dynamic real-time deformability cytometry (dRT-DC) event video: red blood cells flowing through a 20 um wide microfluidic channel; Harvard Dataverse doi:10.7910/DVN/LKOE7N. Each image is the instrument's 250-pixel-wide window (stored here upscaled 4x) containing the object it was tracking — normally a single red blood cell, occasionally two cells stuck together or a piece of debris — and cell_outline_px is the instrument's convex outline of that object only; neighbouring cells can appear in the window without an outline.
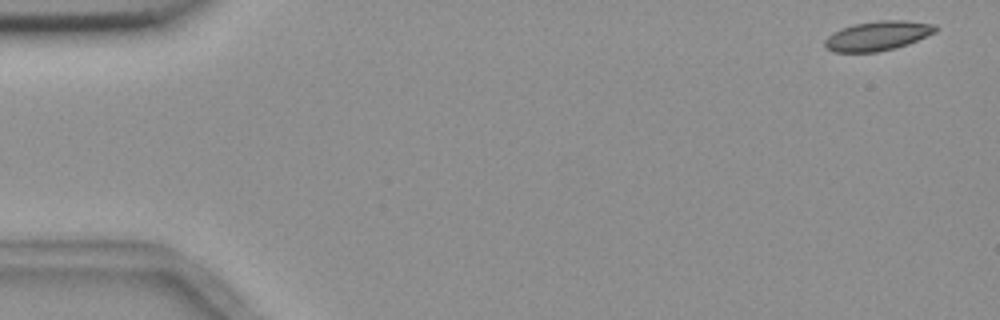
{"species": "common noctule bat (a hibernating species)", "species_latin": "Nyctalus noctula", "temperature_condition": "room temperature", "stored_images_in_passage": 5, "camera_frame_rate_fps": 3000, "um_per_image_px": 0.085, "animal": {"sex": "female", "body_mass_g": 18.4}, "frame": {"image": 1, "passage_image": 1, "time_ms": 0.0, "image_size_px": [1000, 320], "cell_outline_px": [[936, 32], [908, 44], [896, 48], [876, 52], [832, 52], [824, 48], [824, 40], [828, 36], [840, 28], [852, 24], [880, 20], [904, 20], [936, 24]], "centroid_in_image_um": [74.57, 3.04], "position_along_channel_um": 10.4, "area_um2": 19.19}}